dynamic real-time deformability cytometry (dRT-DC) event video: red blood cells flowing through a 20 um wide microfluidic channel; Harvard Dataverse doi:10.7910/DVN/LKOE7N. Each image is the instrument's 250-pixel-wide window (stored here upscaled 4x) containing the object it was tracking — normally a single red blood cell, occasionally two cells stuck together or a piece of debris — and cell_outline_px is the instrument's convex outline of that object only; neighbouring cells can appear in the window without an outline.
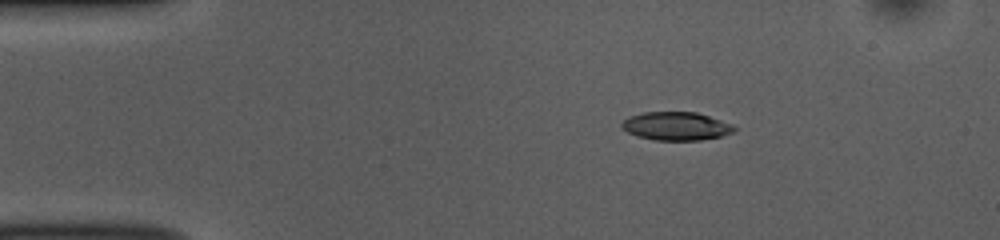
{"species": "common noctule bat (a hibernating species)", "species_latin": "Nyctalus noctula", "temperature_condition": "room temperature", "stored_images_in_passage": 44, "camera_frame_rate_fps": 3000, "um_per_image_px": 0.085, "animal": {"sex": "female", "body_mass_g": 10.0, "forearm_length_mm": 53.1}, "frame": {"image": 1, "passage_image": 1, "time_ms": 0.0, "image_size_px": [1000, 240], "cell_outline_px": [[736, 132], [720, 136], [700, 140], [656, 140], [636, 136], [628, 132], [620, 124], [628, 116], [644, 112], [696, 112], [732, 124], [736, 128]], "centroid_in_image_um": [57.47, 10.72], "position_along_channel_um": 27.5, "area_um2": 18.5}}
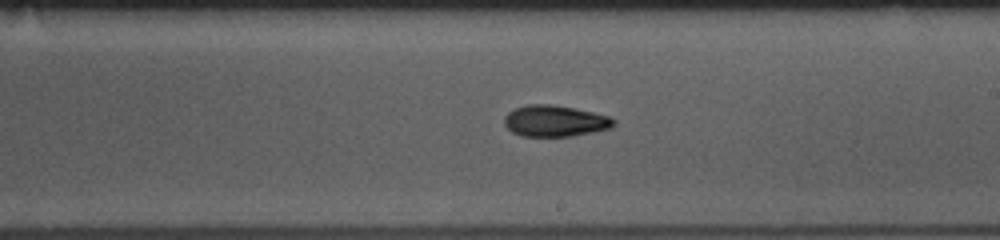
{"frame": {"image": 2, "passage_image": 22, "time_ms": 7.0, "image_size_px": [1000, 240], "cell_outline_px": [[616, 124], [612, 128], [572, 136], [520, 136], [512, 132], [504, 124], [504, 116], [508, 112], [516, 108], [528, 104], [552, 104], [592, 112], [608, 116], [616, 120]], "centroid_in_image_um": [47.17, 10.28], "position_along_channel_um": 241.8, "area_um2": 19.94}}
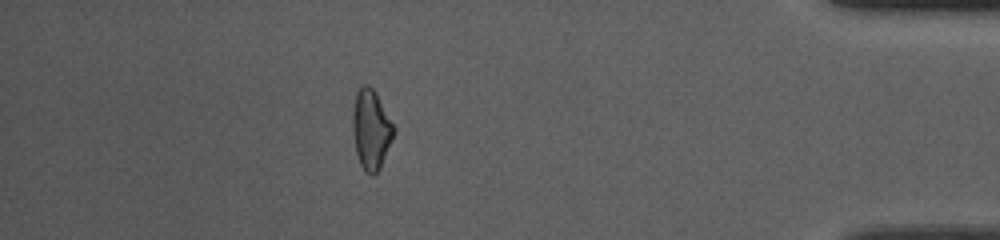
{"frame": {"image": 3, "passage_image": 38, "time_ms": 12.333, "image_size_px": [1000, 240], "cell_outline_px": [[396, 132], [380, 168], [372, 176], [364, 172], [360, 164], [356, 152], [352, 132], [352, 112], [356, 92], [364, 84], [368, 84], [376, 92], [396, 128]], "centroid_in_image_um": [31.55, 11.01], "position_along_channel_um": 403.7, "area_um2": 19.42}, "authors_computed_cell_mechanics": {"area_um2": 19.4208, "velocity_mm_per_s": 3.8733, "shape_relaxation_time_tau1_ms": 4.5467, "shape_relaxation_time_tau2_ms": 5.2268, "deformation_change_tau1": 0.1432, "deformation_change_tau2": 0.1339}}